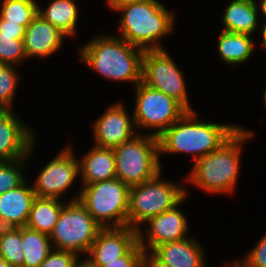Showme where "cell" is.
<instances>
[{"label":"cell","mask_w":266,"mask_h":267,"mask_svg":"<svg viewBox=\"0 0 266 267\" xmlns=\"http://www.w3.org/2000/svg\"><path fill=\"white\" fill-rule=\"evenodd\" d=\"M144 1H147V0H107V4L109 5L110 8H112L113 10H116L119 7H123V6L134 4V3H140Z\"/></svg>","instance_id":"35"},{"label":"cell","mask_w":266,"mask_h":267,"mask_svg":"<svg viewBox=\"0 0 266 267\" xmlns=\"http://www.w3.org/2000/svg\"><path fill=\"white\" fill-rule=\"evenodd\" d=\"M263 99H264L265 106H266V90H265V92H264Z\"/></svg>","instance_id":"43"},{"label":"cell","mask_w":266,"mask_h":267,"mask_svg":"<svg viewBox=\"0 0 266 267\" xmlns=\"http://www.w3.org/2000/svg\"><path fill=\"white\" fill-rule=\"evenodd\" d=\"M138 243L137 230L124 227L102 228L88 252L86 259L101 267L106 262L118 261Z\"/></svg>","instance_id":"13"},{"label":"cell","mask_w":266,"mask_h":267,"mask_svg":"<svg viewBox=\"0 0 266 267\" xmlns=\"http://www.w3.org/2000/svg\"><path fill=\"white\" fill-rule=\"evenodd\" d=\"M232 267H246L241 261H236Z\"/></svg>","instance_id":"42"},{"label":"cell","mask_w":266,"mask_h":267,"mask_svg":"<svg viewBox=\"0 0 266 267\" xmlns=\"http://www.w3.org/2000/svg\"><path fill=\"white\" fill-rule=\"evenodd\" d=\"M134 107L135 131L138 128L155 130L150 134L159 137L178 121L187 110L174 98L142 82L136 85Z\"/></svg>","instance_id":"9"},{"label":"cell","mask_w":266,"mask_h":267,"mask_svg":"<svg viewBox=\"0 0 266 267\" xmlns=\"http://www.w3.org/2000/svg\"><path fill=\"white\" fill-rule=\"evenodd\" d=\"M197 113L187 111L159 137V153H191L195 161L215 151L239 127L198 120Z\"/></svg>","instance_id":"2"},{"label":"cell","mask_w":266,"mask_h":267,"mask_svg":"<svg viewBox=\"0 0 266 267\" xmlns=\"http://www.w3.org/2000/svg\"><path fill=\"white\" fill-rule=\"evenodd\" d=\"M260 4L261 5L259 7L263 13V16L265 17V22H266V0H262Z\"/></svg>","instance_id":"39"},{"label":"cell","mask_w":266,"mask_h":267,"mask_svg":"<svg viewBox=\"0 0 266 267\" xmlns=\"http://www.w3.org/2000/svg\"><path fill=\"white\" fill-rule=\"evenodd\" d=\"M7 111H8V110L0 104V118H1Z\"/></svg>","instance_id":"41"},{"label":"cell","mask_w":266,"mask_h":267,"mask_svg":"<svg viewBox=\"0 0 266 267\" xmlns=\"http://www.w3.org/2000/svg\"><path fill=\"white\" fill-rule=\"evenodd\" d=\"M241 262L246 267H266V234Z\"/></svg>","instance_id":"32"},{"label":"cell","mask_w":266,"mask_h":267,"mask_svg":"<svg viewBox=\"0 0 266 267\" xmlns=\"http://www.w3.org/2000/svg\"><path fill=\"white\" fill-rule=\"evenodd\" d=\"M13 65L0 63V104L11 111L12 100L19 82V75Z\"/></svg>","instance_id":"29"},{"label":"cell","mask_w":266,"mask_h":267,"mask_svg":"<svg viewBox=\"0 0 266 267\" xmlns=\"http://www.w3.org/2000/svg\"><path fill=\"white\" fill-rule=\"evenodd\" d=\"M0 3V16L25 28L38 14V4L35 0H0Z\"/></svg>","instance_id":"25"},{"label":"cell","mask_w":266,"mask_h":267,"mask_svg":"<svg viewBox=\"0 0 266 267\" xmlns=\"http://www.w3.org/2000/svg\"><path fill=\"white\" fill-rule=\"evenodd\" d=\"M116 178L132 187L150 180L161 171L158 137L135 135L113 148Z\"/></svg>","instance_id":"6"},{"label":"cell","mask_w":266,"mask_h":267,"mask_svg":"<svg viewBox=\"0 0 266 267\" xmlns=\"http://www.w3.org/2000/svg\"><path fill=\"white\" fill-rule=\"evenodd\" d=\"M80 203L78 198L71 199L61 209L57 223L49 235L53 249L86 254L102 229Z\"/></svg>","instance_id":"8"},{"label":"cell","mask_w":266,"mask_h":267,"mask_svg":"<svg viewBox=\"0 0 266 267\" xmlns=\"http://www.w3.org/2000/svg\"><path fill=\"white\" fill-rule=\"evenodd\" d=\"M185 198H187V195L170 210L154 216L145 222L149 223L147 230H145L146 234L141 231L142 229L137 231L138 243L144 251H147V248H151L150 252H152L161 244L187 238L188 222L178 208L185 201ZM145 241H148V245Z\"/></svg>","instance_id":"12"},{"label":"cell","mask_w":266,"mask_h":267,"mask_svg":"<svg viewBox=\"0 0 266 267\" xmlns=\"http://www.w3.org/2000/svg\"><path fill=\"white\" fill-rule=\"evenodd\" d=\"M134 127V118L129 117L124 105L113 104L94 123V146L115 148L136 135Z\"/></svg>","instance_id":"14"},{"label":"cell","mask_w":266,"mask_h":267,"mask_svg":"<svg viewBox=\"0 0 266 267\" xmlns=\"http://www.w3.org/2000/svg\"><path fill=\"white\" fill-rule=\"evenodd\" d=\"M35 197L33 188L28 186L25 180L18 187L0 195V217L17 228L25 227Z\"/></svg>","instance_id":"18"},{"label":"cell","mask_w":266,"mask_h":267,"mask_svg":"<svg viewBox=\"0 0 266 267\" xmlns=\"http://www.w3.org/2000/svg\"><path fill=\"white\" fill-rule=\"evenodd\" d=\"M71 148H64L36 177L32 188L37 197L59 199L79 176V159Z\"/></svg>","instance_id":"11"},{"label":"cell","mask_w":266,"mask_h":267,"mask_svg":"<svg viewBox=\"0 0 266 267\" xmlns=\"http://www.w3.org/2000/svg\"><path fill=\"white\" fill-rule=\"evenodd\" d=\"M65 37L59 29L37 14L25 29L23 41L27 58H49L62 46Z\"/></svg>","instance_id":"16"},{"label":"cell","mask_w":266,"mask_h":267,"mask_svg":"<svg viewBox=\"0 0 266 267\" xmlns=\"http://www.w3.org/2000/svg\"><path fill=\"white\" fill-rule=\"evenodd\" d=\"M0 267H13L4 258L0 256Z\"/></svg>","instance_id":"40"},{"label":"cell","mask_w":266,"mask_h":267,"mask_svg":"<svg viewBox=\"0 0 266 267\" xmlns=\"http://www.w3.org/2000/svg\"><path fill=\"white\" fill-rule=\"evenodd\" d=\"M262 38H263V46L264 50L266 51V22H264L263 29H262Z\"/></svg>","instance_id":"38"},{"label":"cell","mask_w":266,"mask_h":267,"mask_svg":"<svg viewBox=\"0 0 266 267\" xmlns=\"http://www.w3.org/2000/svg\"><path fill=\"white\" fill-rule=\"evenodd\" d=\"M79 172L83 185L116 178V165L113 148L94 146L79 161Z\"/></svg>","instance_id":"19"},{"label":"cell","mask_w":266,"mask_h":267,"mask_svg":"<svg viewBox=\"0 0 266 267\" xmlns=\"http://www.w3.org/2000/svg\"><path fill=\"white\" fill-rule=\"evenodd\" d=\"M24 261L22 267H39L53 249L50 237L38 231L22 227Z\"/></svg>","instance_id":"24"},{"label":"cell","mask_w":266,"mask_h":267,"mask_svg":"<svg viewBox=\"0 0 266 267\" xmlns=\"http://www.w3.org/2000/svg\"><path fill=\"white\" fill-rule=\"evenodd\" d=\"M152 252L172 267H206L203 248L192 238L161 244Z\"/></svg>","instance_id":"17"},{"label":"cell","mask_w":266,"mask_h":267,"mask_svg":"<svg viewBox=\"0 0 266 267\" xmlns=\"http://www.w3.org/2000/svg\"><path fill=\"white\" fill-rule=\"evenodd\" d=\"M22 227L0 238V256L13 267H22L24 261Z\"/></svg>","instance_id":"26"},{"label":"cell","mask_w":266,"mask_h":267,"mask_svg":"<svg viewBox=\"0 0 266 267\" xmlns=\"http://www.w3.org/2000/svg\"><path fill=\"white\" fill-rule=\"evenodd\" d=\"M117 11L122 12L119 26L123 40L144 51L162 50V37L174 28V13H169L158 0L129 4Z\"/></svg>","instance_id":"4"},{"label":"cell","mask_w":266,"mask_h":267,"mask_svg":"<svg viewBox=\"0 0 266 267\" xmlns=\"http://www.w3.org/2000/svg\"><path fill=\"white\" fill-rule=\"evenodd\" d=\"M43 10L38 4L37 13L66 36H74L78 20V8L74 0H53Z\"/></svg>","instance_id":"22"},{"label":"cell","mask_w":266,"mask_h":267,"mask_svg":"<svg viewBox=\"0 0 266 267\" xmlns=\"http://www.w3.org/2000/svg\"><path fill=\"white\" fill-rule=\"evenodd\" d=\"M25 27L9 20H4L0 16V33L7 36H24Z\"/></svg>","instance_id":"33"},{"label":"cell","mask_w":266,"mask_h":267,"mask_svg":"<svg viewBox=\"0 0 266 267\" xmlns=\"http://www.w3.org/2000/svg\"><path fill=\"white\" fill-rule=\"evenodd\" d=\"M75 267H98V266L93 265L89 260L85 258V260L83 261L78 260Z\"/></svg>","instance_id":"37"},{"label":"cell","mask_w":266,"mask_h":267,"mask_svg":"<svg viewBox=\"0 0 266 267\" xmlns=\"http://www.w3.org/2000/svg\"><path fill=\"white\" fill-rule=\"evenodd\" d=\"M65 202L58 199L35 197L26 227L50 235L58 221Z\"/></svg>","instance_id":"21"},{"label":"cell","mask_w":266,"mask_h":267,"mask_svg":"<svg viewBox=\"0 0 266 267\" xmlns=\"http://www.w3.org/2000/svg\"><path fill=\"white\" fill-rule=\"evenodd\" d=\"M258 8L255 0H231L223 14V31L252 35L257 29Z\"/></svg>","instance_id":"20"},{"label":"cell","mask_w":266,"mask_h":267,"mask_svg":"<svg viewBox=\"0 0 266 267\" xmlns=\"http://www.w3.org/2000/svg\"><path fill=\"white\" fill-rule=\"evenodd\" d=\"M253 136L249 130L239 127L215 151L195 161L186 182L213 193H232L240 170L241 146Z\"/></svg>","instance_id":"1"},{"label":"cell","mask_w":266,"mask_h":267,"mask_svg":"<svg viewBox=\"0 0 266 267\" xmlns=\"http://www.w3.org/2000/svg\"><path fill=\"white\" fill-rule=\"evenodd\" d=\"M82 186L77 198L101 227L127 226L129 186L117 178Z\"/></svg>","instance_id":"7"},{"label":"cell","mask_w":266,"mask_h":267,"mask_svg":"<svg viewBox=\"0 0 266 267\" xmlns=\"http://www.w3.org/2000/svg\"><path fill=\"white\" fill-rule=\"evenodd\" d=\"M15 228L17 227L13 225L11 222L0 217V238L12 232Z\"/></svg>","instance_id":"36"},{"label":"cell","mask_w":266,"mask_h":267,"mask_svg":"<svg viewBox=\"0 0 266 267\" xmlns=\"http://www.w3.org/2000/svg\"><path fill=\"white\" fill-rule=\"evenodd\" d=\"M83 63L108 80L141 82L144 50L129 44L121 37L97 36L83 45L80 51Z\"/></svg>","instance_id":"3"},{"label":"cell","mask_w":266,"mask_h":267,"mask_svg":"<svg viewBox=\"0 0 266 267\" xmlns=\"http://www.w3.org/2000/svg\"><path fill=\"white\" fill-rule=\"evenodd\" d=\"M141 82L174 98L187 111H193L187 96L183 73L165 50L144 51Z\"/></svg>","instance_id":"10"},{"label":"cell","mask_w":266,"mask_h":267,"mask_svg":"<svg viewBox=\"0 0 266 267\" xmlns=\"http://www.w3.org/2000/svg\"><path fill=\"white\" fill-rule=\"evenodd\" d=\"M161 173L160 171L150 180L130 187L128 227L138 231L140 223L170 210L188 194L182 186L162 180Z\"/></svg>","instance_id":"5"},{"label":"cell","mask_w":266,"mask_h":267,"mask_svg":"<svg viewBox=\"0 0 266 267\" xmlns=\"http://www.w3.org/2000/svg\"><path fill=\"white\" fill-rule=\"evenodd\" d=\"M24 36H7L0 33V63L21 65L27 59L24 48Z\"/></svg>","instance_id":"27"},{"label":"cell","mask_w":266,"mask_h":267,"mask_svg":"<svg viewBox=\"0 0 266 267\" xmlns=\"http://www.w3.org/2000/svg\"><path fill=\"white\" fill-rule=\"evenodd\" d=\"M141 267H172V266L162 262L153 252L150 255H147V251H144L141 261Z\"/></svg>","instance_id":"34"},{"label":"cell","mask_w":266,"mask_h":267,"mask_svg":"<svg viewBox=\"0 0 266 267\" xmlns=\"http://www.w3.org/2000/svg\"><path fill=\"white\" fill-rule=\"evenodd\" d=\"M26 158L14 161H0V195L14 189L25 181L22 167L25 166Z\"/></svg>","instance_id":"28"},{"label":"cell","mask_w":266,"mask_h":267,"mask_svg":"<svg viewBox=\"0 0 266 267\" xmlns=\"http://www.w3.org/2000/svg\"><path fill=\"white\" fill-rule=\"evenodd\" d=\"M248 34L221 31L218 39V52L227 64L237 65L246 62L253 54L254 42Z\"/></svg>","instance_id":"23"},{"label":"cell","mask_w":266,"mask_h":267,"mask_svg":"<svg viewBox=\"0 0 266 267\" xmlns=\"http://www.w3.org/2000/svg\"><path fill=\"white\" fill-rule=\"evenodd\" d=\"M12 111L0 118V161L28 158L34 149L35 136Z\"/></svg>","instance_id":"15"},{"label":"cell","mask_w":266,"mask_h":267,"mask_svg":"<svg viewBox=\"0 0 266 267\" xmlns=\"http://www.w3.org/2000/svg\"><path fill=\"white\" fill-rule=\"evenodd\" d=\"M144 249L137 243L125 256L118 261L106 262L101 267H141Z\"/></svg>","instance_id":"31"},{"label":"cell","mask_w":266,"mask_h":267,"mask_svg":"<svg viewBox=\"0 0 266 267\" xmlns=\"http://www.w3.org/2000/svg\"><path fill=\"white\" fill-rule=\"evenodd\" d=\"M78 260L76 253L52 249L39 267H75Z\"/></svg>","instance_id":"30"}]
</instances>
